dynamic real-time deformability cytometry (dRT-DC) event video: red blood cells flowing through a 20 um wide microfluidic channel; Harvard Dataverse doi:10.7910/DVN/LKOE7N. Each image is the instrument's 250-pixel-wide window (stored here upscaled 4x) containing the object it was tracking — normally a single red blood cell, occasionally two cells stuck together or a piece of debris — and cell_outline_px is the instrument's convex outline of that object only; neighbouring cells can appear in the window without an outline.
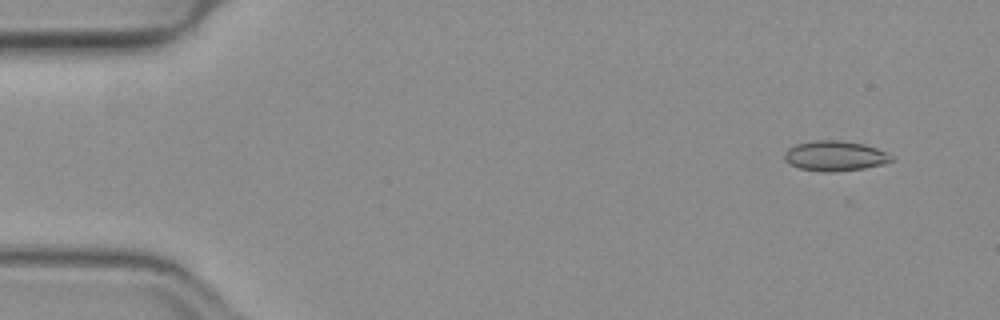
{"species": "common noctule bat (a hibernating species)", "species_latin": "Nyctalus noctula", "temperature_condition": "warm", "stored_images_in_passage": 46, "camera_frame_rate_fps": 3000, "um_per_image_px": 0.085, "animal": {"sex": "female", "body_mass_g": 19.3, "forearm_length_mm": 54.1}, "frame": {"image": 1, "passage_image": 1, "time_ms": 0.0, "image_size_px": [1000, 320], "cell_outline_px": [[892, 160], [880, 164], [864, 168], [832, 172], [824, 172], [800, 168], [784, 160], [784, 152], [788, 148], [796, 144], [816, 140], [840, 140], [864, 144], [888, 152], [892, 156]], "centroid_in_image_um": [70.95, 13.24], "position_along_channel_um": 14.0, "area_um2": 18.61}}
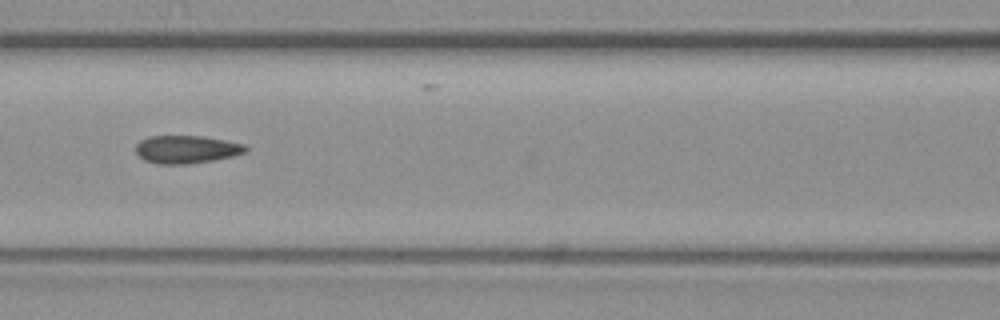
{"frame": {"image": 2, "passage_image": 20, "time_ms": 6.333, "image_size_px": [1000, 320], "cell_outline_px": [[248, 152], [236, 156], [216, 160], [188, 164], [156, 164], [144, 160], [136, 152], [136, 144], [140, 140], [148, 136], [200, 136], [224, 140], [244, 144], [248, 148]], "centroid_in_image_um": [15.88, 12.71], "position_along_channel_um": 150.7, "area_um2": 18.09}}
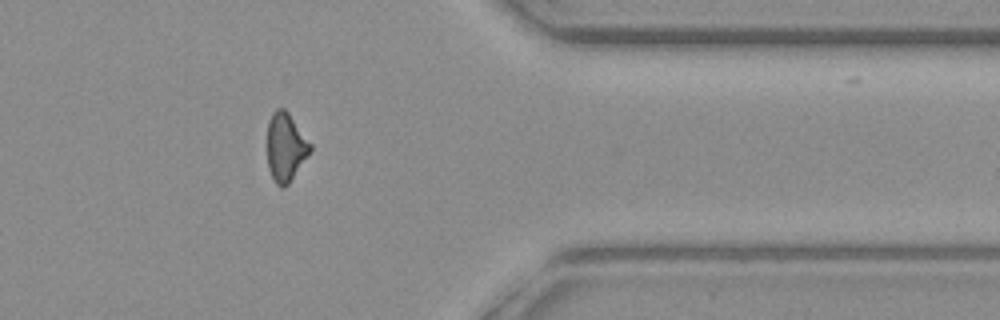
{"frame": {"image": 3, "passage_image": 39, "time_ms": 12.667, "image_size_px": [1000, 320], "cell_outline_px": [[312, 148], [288, 184], [284, 188], [280, 188], [276, 184], [268, 168], [268, 120], [272, 112], [276, 108], [284, 108], [288, 112], [312, 144]], "centroid_in_image_um": [24.27, 12.48], "position_along_channel_um": 387.1, "area_um2": 16.99}, "authors_computed_cell_mechanics": {"area_um2": 18.0914, "velocity_mm_per_s": 4.0188, "shape_relaxation_time_tau1_ms": null, "shape_relaxation_time_tau2_ms": 2.1974, "deformation_change_tau1": null, "deformation_change_tau2": 0.064}}